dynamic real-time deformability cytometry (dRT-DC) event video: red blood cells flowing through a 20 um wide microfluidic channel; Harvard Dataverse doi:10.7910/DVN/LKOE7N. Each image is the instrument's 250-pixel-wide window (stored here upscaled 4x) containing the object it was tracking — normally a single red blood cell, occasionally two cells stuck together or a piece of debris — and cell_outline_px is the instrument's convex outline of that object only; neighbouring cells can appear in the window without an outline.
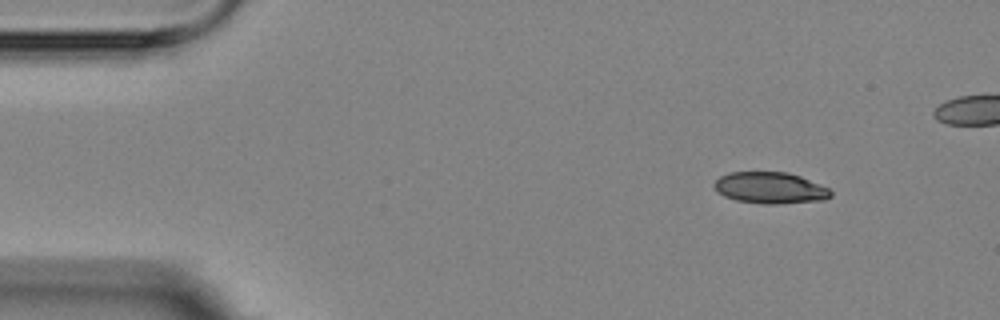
{"species": "Egyptian fruit bat (a non-hibernating species)", "species_latin": "Rousettus aegyptiacus", "temperature_condition": "room temperature", "stored_images_in_passage": 6, "camera_frame_rate_fps": 3000, "um_per_image_px": 0.085, "animal": {"sex": "female"}, "frame": {"image": 1, "passage_image": 1, "time_ms": 0.0, "image_size_px": [1000, 320], "cell_outline_px": [[832, 196], [824, 200], [780, 204], [764, 204], [736, 200], [724, 196], [716, 192], [712, 184], [720, 176], [728, 172], [788, 172], [800, 176], [828, 188], [832, 192]], "centroid_in_image_um": [65.44, 15.97], "position_along_channel_um": 19.6, "area_um2": 21.5}}
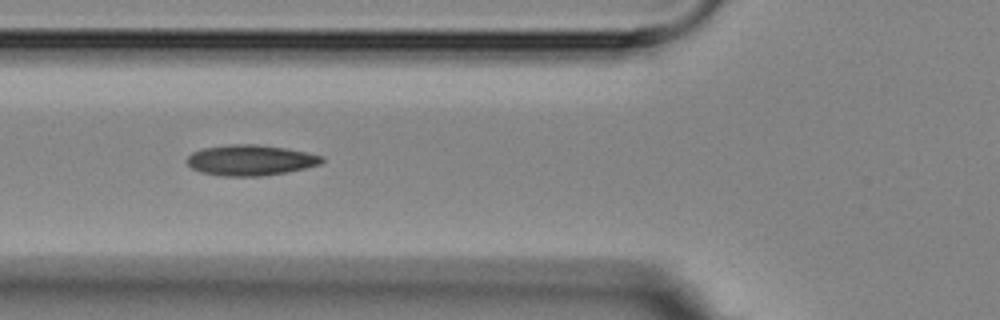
{"frame": {"image": 2, "passage_image": 5, "time_ms": 4.667, "image_size_px": [1000, 320], "cell_outline_px": [[324, 160], [320, 164], [288, 172], [260, 176], [220, 176], [200, 172], [192, 168], [188, 164], [188, 156], [192, 152], [204, 148], [228, 144], [256, 144], [288, 148], [324, 156]], "centroid_in_image_um": [21.3, 13.61], "position_along_channel_um": 104.5, "area_um2": 24.16}}
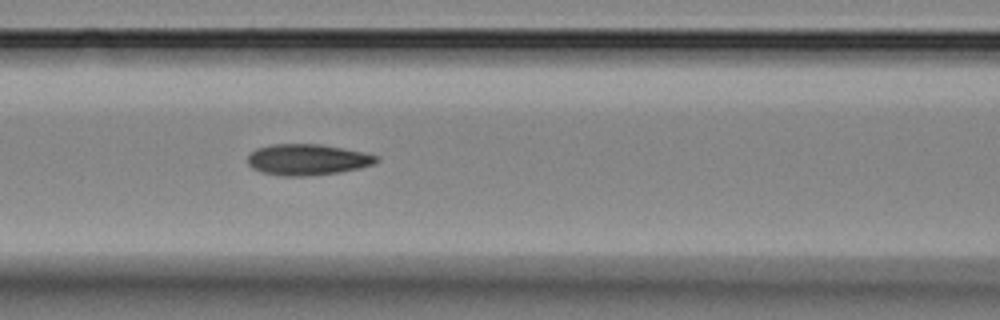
{"frame": {"image": 3, "passage_image": 6, "time_ms": 5.667, "image_size_px": [1000, 320], "cell_outline_px": [[380, 160], [372, 164], [360, 168], [340, 172], [312, 176], [280, 176], [260, 172], [252, 168], [248, 164], [248, 156], [256, 148], [272, 144], [320, 144], [380, 156]], "centroid_in_image_um": [26.11, 13.58], "position_along_channel_um": 140.5, "area_um2": 23.35}}